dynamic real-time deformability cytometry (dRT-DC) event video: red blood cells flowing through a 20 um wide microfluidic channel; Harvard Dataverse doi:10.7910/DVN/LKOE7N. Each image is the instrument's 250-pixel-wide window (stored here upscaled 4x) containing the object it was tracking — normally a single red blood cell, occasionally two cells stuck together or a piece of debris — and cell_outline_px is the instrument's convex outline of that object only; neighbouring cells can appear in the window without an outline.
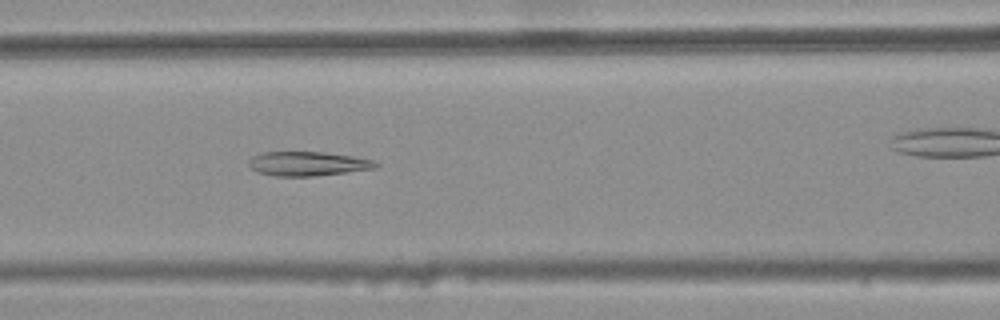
{"species": "common noctule bat (a hibernating species)", "species_latin": "Nyctalus noctula", "temperature_condition": "warm", "stored_images_in_passage": 34, "camera_frame_rate_fps": 3000, "um_per_image_px": 0.085, "animal": {"sex": "female", "body_mass_g": 25.1}, "frame": {"image": 1, "passage_image": 9, "time_ms": 2.667, "image_size_px": [1000, 320], "cell_outline_px": [[380, 168], [316, 176], [272, 176], [256, 172], [248, 164], [248, 160], [252, 156], [260, 152], [324, 152], [352, 156], [372, 160], [380, 164]], "centroid_in_image_um": [26.16, 13.92], "position_along_channel_um": 140.4, "area_um2": 18.21}}
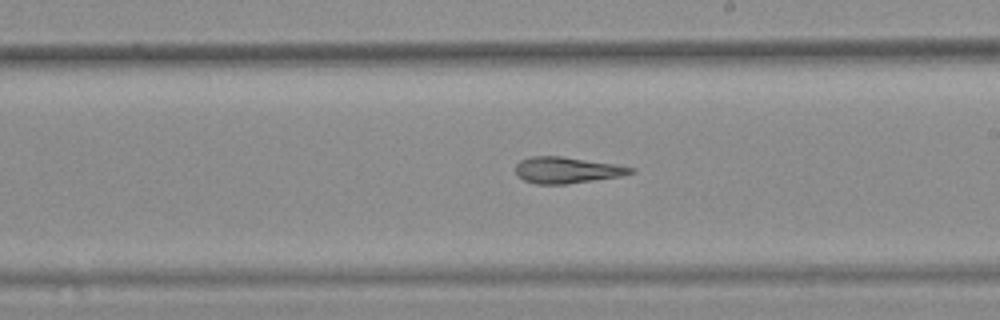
{"frame": {"image": 2, "passage_image": 17, "time_ms": 5.333, "image_size_px": [1000, 320], "cell_outline_px": [[636, 172], [620, 176], [564, 184], [536, 184], [524, 180], [516, 176], [516, 164], [520, 160], [532, 156], [560, 156], [616, 164], [636, 168]], "centroid_in_image_um": [48.17, 14.45], "position_along_channel_um": 240.8, "area_um2": 17.57}}
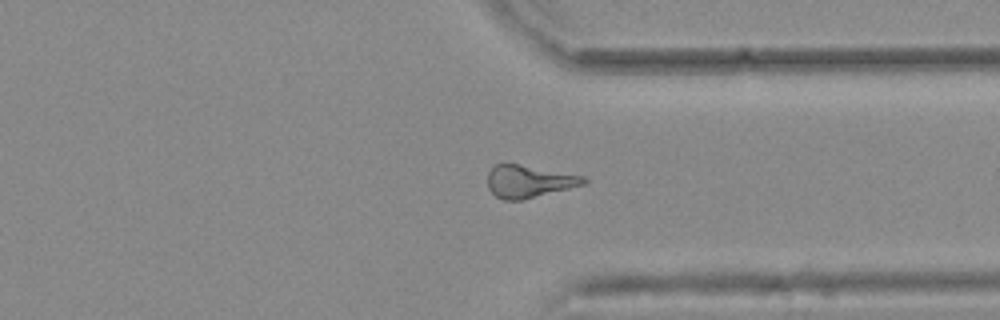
{"frame": {"image": 3, "passage_image": 27, "time_ms": 8.667, "image_size_px": [1000, 320], "cell_outline_px": [[588, 180], [584, 184], [520, 200], [504, 200], [496, 196], [488, 188], [488, 172], [496, 164], [520, 164], [584, 176]], "centroid_in_image_um": [44.93, 15.41], "position_along_channel_um": 366.5, "area_um2": 17.8}, "authors_computed_cell_mechanics": {"area_um2": 18.0047, "velocity_mm_per_s": 3.7722, "shape_relaxation_time_tau1_ms": null, "shape_relaxation_time_tau2_ms": 5.5269, "deformation_change_tau1": null, "deformation_change_tau2": 0.1583}}